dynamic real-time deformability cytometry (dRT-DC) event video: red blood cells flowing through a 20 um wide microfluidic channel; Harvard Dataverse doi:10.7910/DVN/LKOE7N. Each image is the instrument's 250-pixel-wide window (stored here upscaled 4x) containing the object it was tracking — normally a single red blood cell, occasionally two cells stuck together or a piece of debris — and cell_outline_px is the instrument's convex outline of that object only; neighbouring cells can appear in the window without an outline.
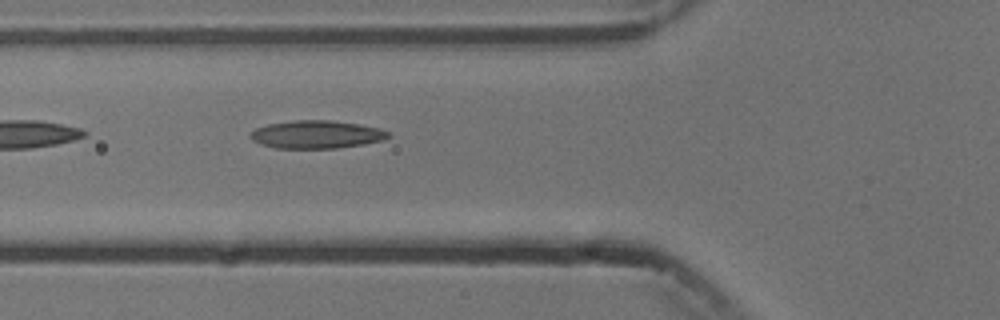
{"species": "common noctule bat (a hibernating species)", "species_latin": "Nyctalus noctula", "temperature_condition": "cold", "stored_images_in_passage": 4, "camera_frame_rate_fps": 3000, "um_per_image_px": 0.085, "animal": {"sex": "male", "body_mass_g": 13.3}, "frame": {"image": 1, "passage_image": 4, "time_ms": 3.333, "image_size_px": [1000, 320], "cell_outline_px": [[388, 136], [384, 140], [364, 144], [336, 148], [276, 148], [260, 144], [252, 140], [248, 136], [256, 128], [268, 124], [292, 120], [332, 120], [360, 124], [380, 128], [388, 132]], "centroid_in_image_um": [26.89, 11.42], "position_along_channel_um": 98.9, "area_um2": 22.48}}